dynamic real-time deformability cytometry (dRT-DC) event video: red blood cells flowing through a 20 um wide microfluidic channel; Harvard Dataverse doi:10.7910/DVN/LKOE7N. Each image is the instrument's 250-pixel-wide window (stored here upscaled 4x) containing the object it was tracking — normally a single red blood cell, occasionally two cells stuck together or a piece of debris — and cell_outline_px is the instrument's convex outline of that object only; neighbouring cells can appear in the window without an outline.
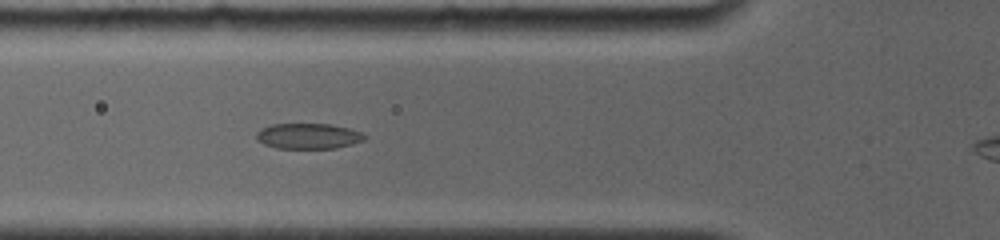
{"species": "common noctule bat (a hibernating species)", "species_latin": "Nyctalus noctula", "temperature_condition": "room temperature", "stored_images_in_passage": 6, "camera_frame_rate_fps": 4000, "um_per_image_px": 0.085, "animal": {"sex": "female", "body_mass_g": 19.0, "forearm_length_mm": 56.7}, "frame": {"image": 1, "passage_image": 5, "time_ms": 3.75, "image_size_px": [1000, 240], "cell_outline_px": [[368, 136], [364, 140], [352, 144], [336, 148], [276, 148], [264, 144], [256, 140], [256, 132], [260, 128], [272, 124], [332, 124], [364, 132]], "centroid_in_image_um": [26.22, 11.56], "position_along_channel_um": 99.6, "area_um2": 16.3}}